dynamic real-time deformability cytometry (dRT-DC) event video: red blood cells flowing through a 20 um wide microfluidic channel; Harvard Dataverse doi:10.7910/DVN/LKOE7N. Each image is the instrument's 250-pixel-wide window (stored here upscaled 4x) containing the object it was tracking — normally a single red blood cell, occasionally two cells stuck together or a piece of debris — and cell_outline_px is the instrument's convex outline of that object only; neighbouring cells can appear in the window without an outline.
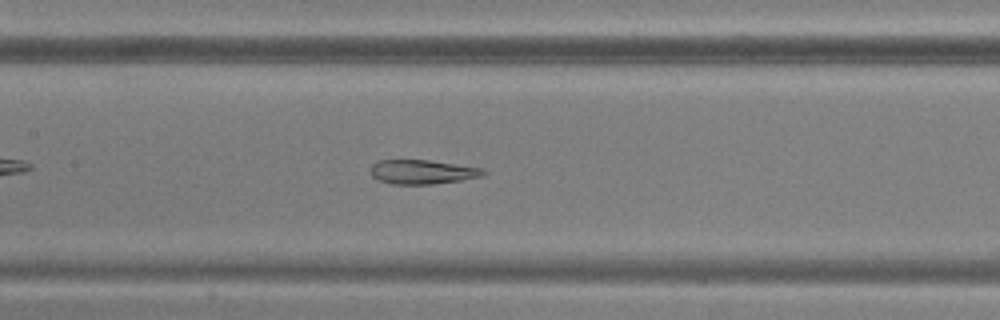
{"species": "common noctule bat (a hibernating species)", "species_latin": "Nyctalus noctula", "temperature_condition": "warm", "stored_images_in_passage": 39, "camera_frame_rate_fps": 3000, "um_per_image_px": 0.085, "animal": {"sex": "male", "body_mass_g": 20.5, "forearm_length_mm": 52.5}, "frame": {"image": 1, "passage_image": 13, "time_ms": 4.0, "image_size_px": [1000, 320], "cell_outline_px": [[488, 172], [484, 176], [460, 180], [432, 184], [392, 184], [380, 180], [372, 176], [372, 164], [376, 160], [428, 160], [484, 168]], "centroid_in_image_um": [35.95, 14.61], "position_along_channel_um": 171.5, "area_um2": 15.9}}
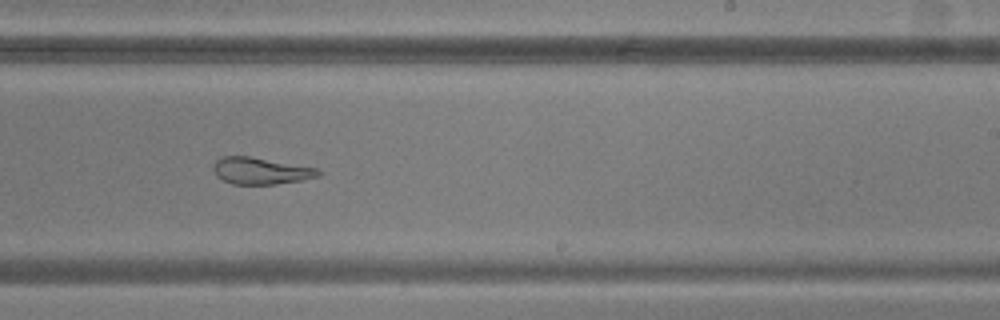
{"frame": {"image": 2, "passage_image": 20, "time_ms": 6.333, "image_size_px": [1000, 320], "cell_outline_px": [[324, 172], [320, 176], [300, 180], [276, 184], [232, 184], [216, 176], [212, 168], [212, 164], [216, 160], [224, 156], [248, 156], [316, 168]], "centroid_in_image_um": [22.14, 14.52], "position_along_channel_um": 266.9, "area_um2": 16.3}}
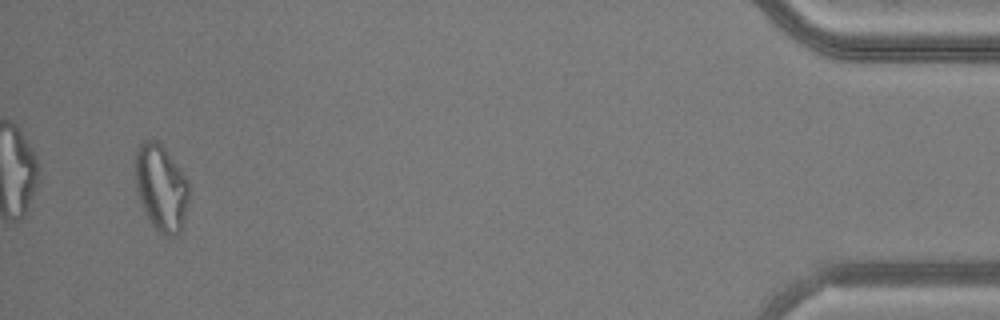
{"frame": {"image": 3, "passage_image": 37, "time_ms": 12.0, "image_size_px": [1000, 320], "cell_outline_px": [[188, 200], [184, 224], [180, 232], [176, 236], [164, 236], [156, 232], [140, 200], [136, 188], [136, 152], [140, 144], [144, 140], [156, 140], [164, 148], [188, 180]], "centroid_in_image_um": [13.71, 16.0], "position_along_channel_um": 421.5, "area_um2": 26.76}}